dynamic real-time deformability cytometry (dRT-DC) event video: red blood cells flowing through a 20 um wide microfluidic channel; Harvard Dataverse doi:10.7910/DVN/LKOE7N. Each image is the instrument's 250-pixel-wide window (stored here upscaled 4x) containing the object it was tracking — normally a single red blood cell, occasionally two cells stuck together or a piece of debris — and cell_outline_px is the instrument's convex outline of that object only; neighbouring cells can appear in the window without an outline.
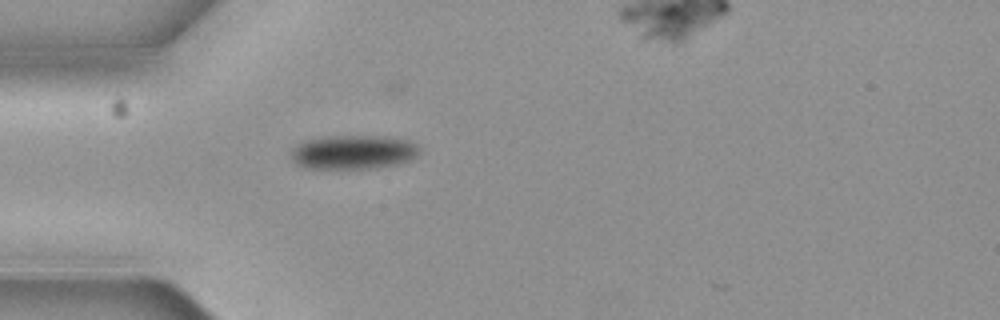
{"species": "common noctule bat (a hibernating species)", "species_latin": "Nyctalus noctula", "temperature_condition": "cold", "stored_images_in_passage": 1, "camera_frame_rate_fps": 3000, "um_per_image_px": 0.085, "animal": {"sex": "female", "body_mass_g": 19.3, "forearm_length_mm": 54.1}, "frame": {"image": 1, "passage_image": 1, "time_ms": 0.0, "image_size_px": [1000, 320], "cell_outline_px": [[420, 152], [416, 156], [408, 160], [396, 164], [376, 168], [308, 168], [296, 164], [292, 160], [292, 148], [300, 140], [320, 136], [388, 136], [408, 140], [416, 144], [420, 148]], "centroid_in_image_um": [30.0, 12.91], "position_along_channel_um": 55.0, "area_um2": 25.78}}